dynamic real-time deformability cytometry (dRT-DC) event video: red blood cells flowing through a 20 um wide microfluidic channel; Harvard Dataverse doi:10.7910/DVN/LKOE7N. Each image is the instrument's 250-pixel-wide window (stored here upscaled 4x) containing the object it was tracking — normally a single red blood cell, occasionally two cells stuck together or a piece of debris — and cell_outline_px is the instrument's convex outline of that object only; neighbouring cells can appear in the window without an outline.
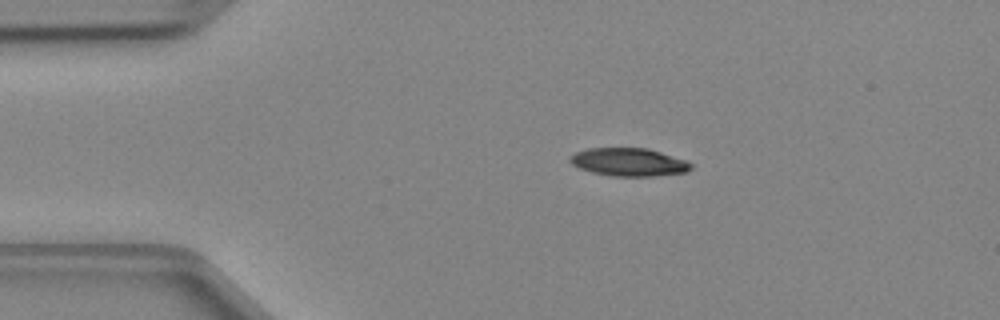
{"species": "Egyptian fruit bat (a non-hibernating species)", "species_latin": "Rousettus aegyptiacus", "temperature_condition": "cold", "stored_images_in_passage": 39, "camera_frame_rate_fps": 3000, "um_per_image_px": 0.085, "animal": {"sex": "female"}, "frame": {"image": 1, "passage_image": 1, "time_ms": 0.0, "image_size_px": [1000, 320], "cell_outline_px": [[692, 168], [688, 172], [656, 176], [612, 176], [592, 172], [580, 168], [572, 164], [568, 160], [568, 156], [576, 152], [588, 148], [648, 148], [684, 160], [692, 164]], "centroid_in_image_um": [53.43, 13.78], "position_along_channel_um": 31.6, "area_um2": 19.77}}
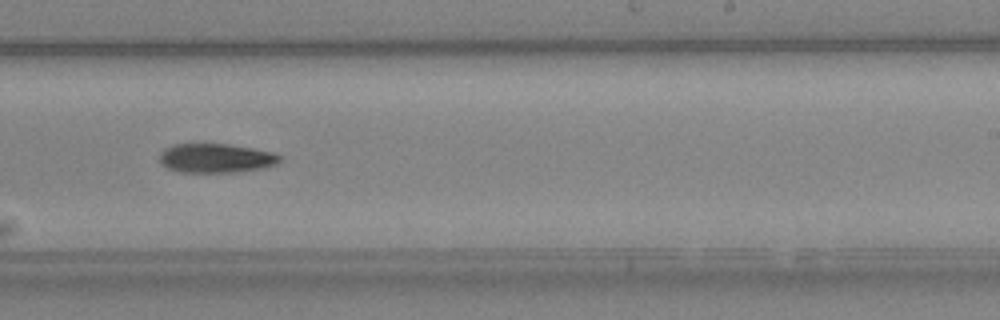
{"frame": {"image": 2, "passage_image": 21, "time_ms": 6.667, "image_size_px": [1000, 320], "cell_outline_px": [[280, 160], [276, 164], [264, 168], [236, 172], [176, 172], [160, 164], [160, 152], [164, 148], [172, 144], [228, 144], [252, 148], [272, 152], [280, 156]], "centroid_in_image_um": [18.31, 13.45], "position_along_channel_um": 270.7, "area_um2": 20.52}}
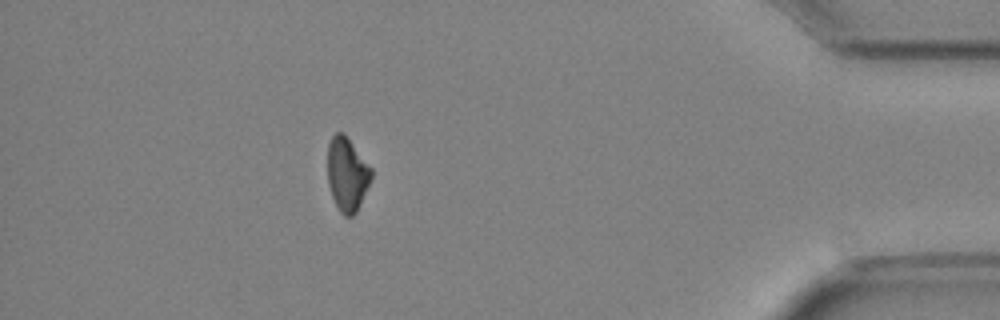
{"frame": {"image": 3, "passage_image": 34, "time_ms": 11.0, "image_size_px": [1000, 320], "cell_outline_px": [[372, 176], [360, 204], [356, 212], [352, 216], [344, 216], [340, 212], [332, 196], [328, 184], [328, 144], [332, 136], [336, 132], [344, 132], [372, 168]], "centroid_in_image_um": [29.5, 14.78], "position_along_channel_um": 405.7, "area_um2": 18.73}}